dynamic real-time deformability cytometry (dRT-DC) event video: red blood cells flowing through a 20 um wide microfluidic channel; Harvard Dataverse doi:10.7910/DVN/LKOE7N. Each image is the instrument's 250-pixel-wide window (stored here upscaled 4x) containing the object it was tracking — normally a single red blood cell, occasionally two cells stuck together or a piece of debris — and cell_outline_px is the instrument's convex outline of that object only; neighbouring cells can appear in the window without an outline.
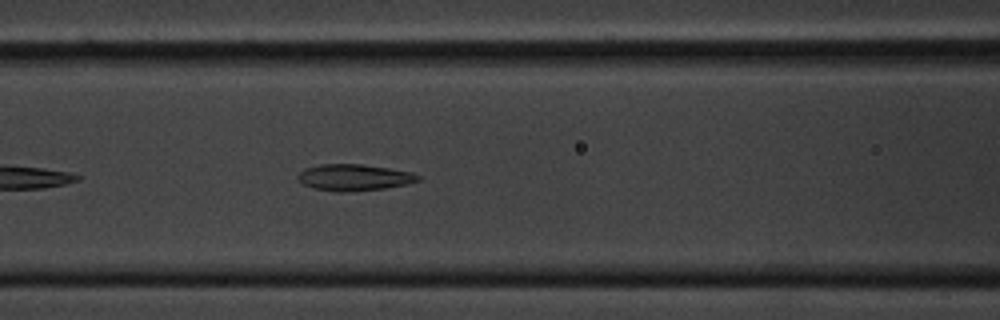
{"species": "common noctule bat (a hibernating species)", "species_latin": "Nyctalus noctula", "temperature_condition": "cold", "stored_images_in_passage": 21, "camera_frame_rate_fps": 3000, "um_per_image_px": 0.085, "animal": {"sex": "male", "body_mass_g": 20.1, "forearm_length_mm": 53.5}, "frame": {"image": 1, "passage_image": 10, "time_ms": 3.0, "image_size_px": [1000, 320], "cell_outline_px": [[420, 180], [408, 184], [384, 188], [348, 192], [340, 192], [312, 188], [296, 180], [296, 176], [304, 168], [320, 164], [360, 164], [388, 168], [412, 172], [420, 176]], "centroid_in_image_um": [30.07, 15.08], "position_along_channel_um": 136.5, "area_um2": 18.61}}
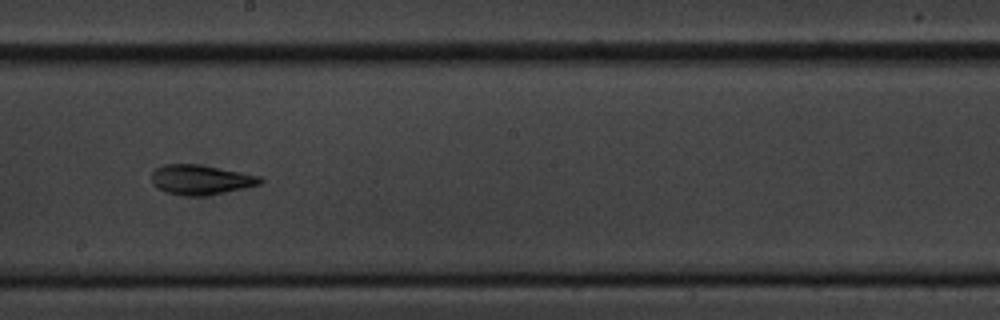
{"frame": {"image": 2, "passage_image": 18, "time_ms": 5.667, "image_size_px": [1000, 320], "cell_outline_px": [[264, 180], [260, 184], [244, 188], [204, 196], [188, 196], [164, 192], [156, 188], [152, 184], [152, 172], [156, 168], [164, 164], [196, 164], [240, 172], [260, 176]], "centroid_in_image_um": [17.02, 15.28], "position_along_channel_um": 231.2, "area_um2": 18.79}}